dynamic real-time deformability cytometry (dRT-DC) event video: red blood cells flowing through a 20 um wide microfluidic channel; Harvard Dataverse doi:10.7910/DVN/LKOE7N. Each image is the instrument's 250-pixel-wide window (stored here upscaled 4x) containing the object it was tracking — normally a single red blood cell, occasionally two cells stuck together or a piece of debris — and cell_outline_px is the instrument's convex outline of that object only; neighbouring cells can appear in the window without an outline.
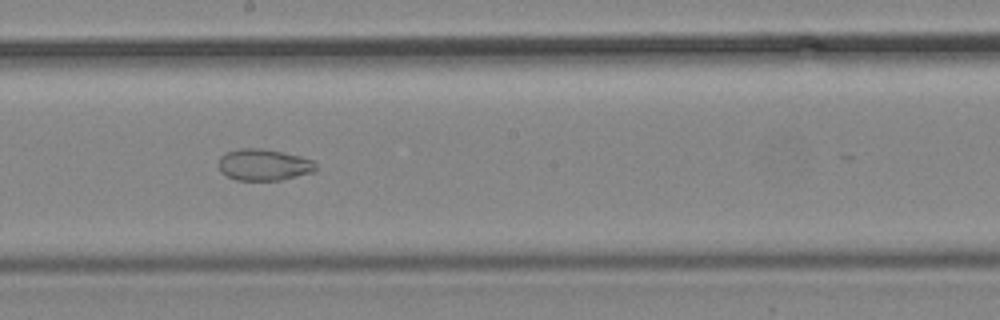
{"species": "common noctule bat (a hibernating species)", "species_latin": "Nyctalus noctula", "temperature_condition": "cold", "stored_images_in_passage": 14, "camera_frame_rate_fps": 3000, "um_per_image_px": 0.085, "animal": {"sex": "male", "body_mass_g": 19.2, "forearm_length_mm": 51.8}, "frame": {"image": 1, "passage_image": 12, "time_ms": 14.0, "image_size_px": [1000, 320], "cell_outline_px": [[316, 172], [280, 180], [236, 180], [220, 172], [220, 156], [224, 152], [240, 148], [260, 148], [300, 156], [312, 160], [316, 164]], "centroid_in_image_um": [22.43, 14.01], "position_along_channel_um": 225.8, "area_um2": 17.86}}
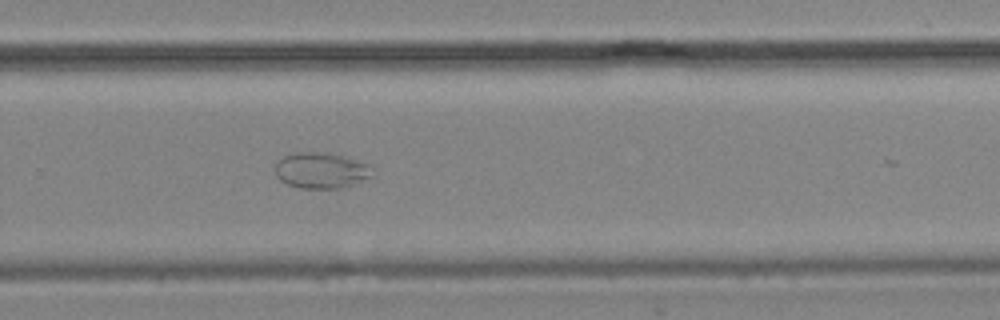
{"frame": {"image": 2, "passage_image": 14, "time_ms": 16.333, "image_size_px": [1000, 320], "cell_outline_px": [[372, 176], [352, 184], [340, 188], [300, 188], [288, 184], [280, 180], [276, 176], [276, 164], [284, 156], [296, 152], [332, 152], [344, 156], [364, 164]], "centroid_in_image_um": [27.21, 14.48], "position_along_channel_um": 302.6, "area_um2": 19.83}}